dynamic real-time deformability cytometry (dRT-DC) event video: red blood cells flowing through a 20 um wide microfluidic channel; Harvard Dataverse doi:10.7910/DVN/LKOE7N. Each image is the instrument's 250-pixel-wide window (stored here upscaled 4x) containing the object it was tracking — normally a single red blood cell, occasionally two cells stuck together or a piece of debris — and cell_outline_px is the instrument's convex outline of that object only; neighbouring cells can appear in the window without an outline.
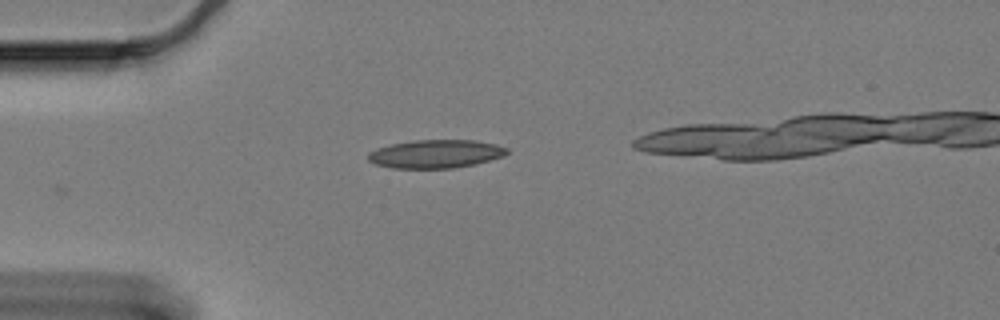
{"species": "Egyptian fruit bat (a non-hibernating species)", "species_latin": "Rousettus aegyptiacus", "temperature_condition": "cold", "stored_images_in_passage": 45, "camera_frame_rate_fps": 3000, "um_per_image_px": 0.085, "animal": {"sex": "female"}, "frame": {"image": 1, "passage_image": 1, "time_ms": 0.0, "image_size_px": [1000, 320], "cell_outline_px": [[508, 152], [504, 156], [476, 164], [452, 168], [392, 168], [376, 164], [368, 160], [368, 152], [376, 148], [392, 144], [412, 140], [476, 140], [496, 144], [508, 148]], "centroid_in_image_um": [37.04, 13.08], "position_along_channel_um": 48.0, "area_um2": 23.0}}
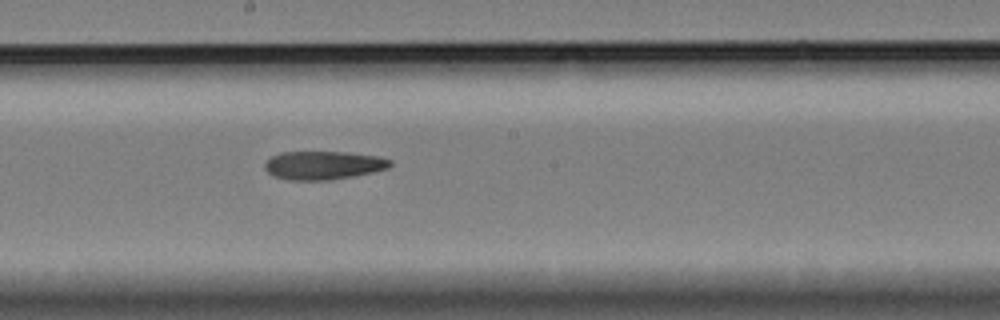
{"frame": {"image": 2, "passage_image": 18, "time_ms": 5.667, "image_size_px": [1000, 320], "cell_outline_px": [[392, 164], [388, 168], [376, 172], [332, 180], [288, 180], [276, 176], [268, 172], [264, 168], [264, 164], [272, 156], [280, 152], [348, 152], [380, 156], [392, 160]], "centroid_in_image_um": [27.54, 14.04], "position_along_channel_um": 220.7, "area_um2": 20.98}}
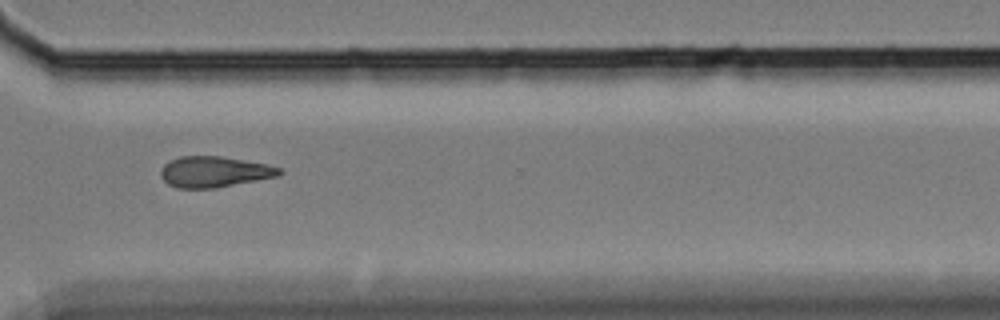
{"frame": {"image": 3, "passage_image": 30, "time_ms": 9.667, "image_size_px": [1000, 320], "cell_outline_px": [[284, 172], [280, 176], [216, 188], [176, 188], [168, 184], [160, 176], [160, 172], [164, 164], [180, 156], [220, 156], [264, 164], [280, 168]], "centroid_in_image_um": [18.21, 14.62], "position_along_channel_um": 352.4, "area_um2": 21.27}}